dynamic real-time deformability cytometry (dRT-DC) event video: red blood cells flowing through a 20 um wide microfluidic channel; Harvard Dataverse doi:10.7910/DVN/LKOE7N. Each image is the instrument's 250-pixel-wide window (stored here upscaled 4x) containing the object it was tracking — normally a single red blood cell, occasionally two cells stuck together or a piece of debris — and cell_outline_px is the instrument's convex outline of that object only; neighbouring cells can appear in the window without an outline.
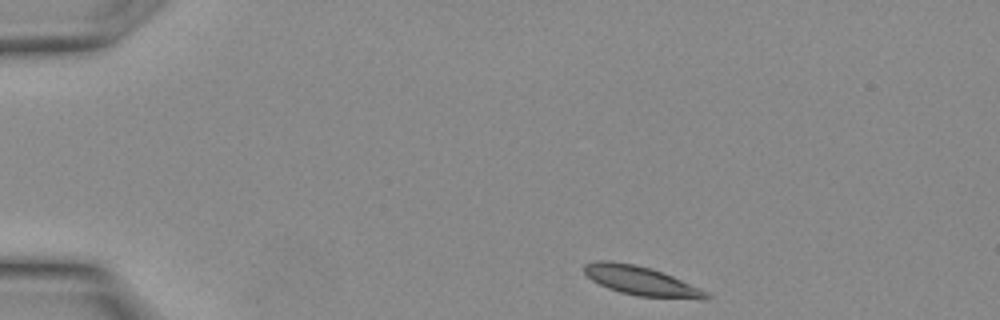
{"species": "Egyptian fruit bat (a non-hibernating species)", "species_latin": "Rousettus aegyptiacus", "temperature_condition": "warm", "stored_images_in_passage": 6, "camera_frame_rate_fps": 3000, "um_per_image_px": 0.085, "animal": {"sex": "female"}, "frame": {"image": 1, "passage_image": 1, "time_ms": 0.0, "image_size_px": [1000, 320], "cell_outline_px": [[712, 296], [708, 300], [700, 300], [636, 296], [620, 292], [608, 288], [592, 280], [584, 272], [584, 264], [596, 260], [612, 260], [652, 268], [672, 276], [700, 288], [708, 292]], "centroid_in_image_um": [54.54, 23.89], "position_along_channel_um": 30.5, "area_um2": 20.98}}